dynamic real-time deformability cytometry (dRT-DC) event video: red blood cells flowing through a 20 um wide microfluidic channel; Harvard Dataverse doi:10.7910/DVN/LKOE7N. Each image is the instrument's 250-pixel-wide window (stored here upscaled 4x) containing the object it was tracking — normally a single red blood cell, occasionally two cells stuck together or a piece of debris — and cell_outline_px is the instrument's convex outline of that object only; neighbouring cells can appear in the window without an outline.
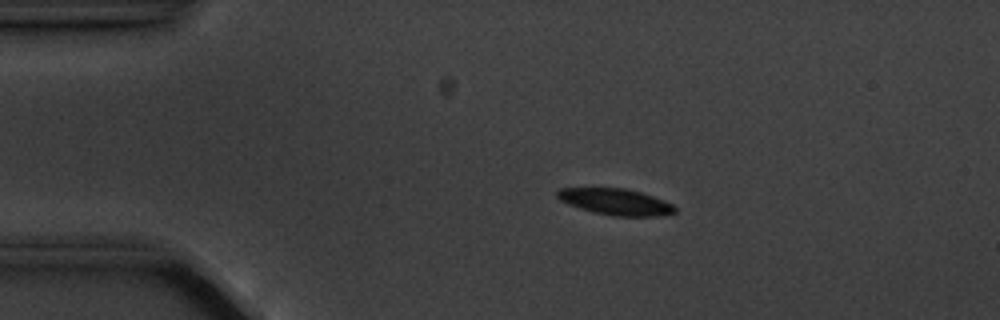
{"species": "common noctule bat (a hibernating species)", "species_latin": "Nyctalus noctula", "temperature_condition": "cold", "stored_images_in_passage": 7, "camera_frame_rate_fps": 3000, "um_per_image_px": 0.085, "animal": {"sex": "male", "body_mass_g": 20.1, "forearm_length_mm": 53.5}, "frame": {"image": 1, "passage_image": 2, "time_ms": 1.333, "image_size_px": [1000, 320], "cell_outline_px": [[676, 212], [656, 216], [612, 216], [592, 212], [568, 204], [560, 200], [556, 196], [556, 192], [560, 188], [624, 188], [640, 192], [664, 200], [672, 204], [676, 208]], "centroid_in_image_um": [52.31, 17.15], "position_along_channel_um": 32.7, "area_um2": 17.98}}